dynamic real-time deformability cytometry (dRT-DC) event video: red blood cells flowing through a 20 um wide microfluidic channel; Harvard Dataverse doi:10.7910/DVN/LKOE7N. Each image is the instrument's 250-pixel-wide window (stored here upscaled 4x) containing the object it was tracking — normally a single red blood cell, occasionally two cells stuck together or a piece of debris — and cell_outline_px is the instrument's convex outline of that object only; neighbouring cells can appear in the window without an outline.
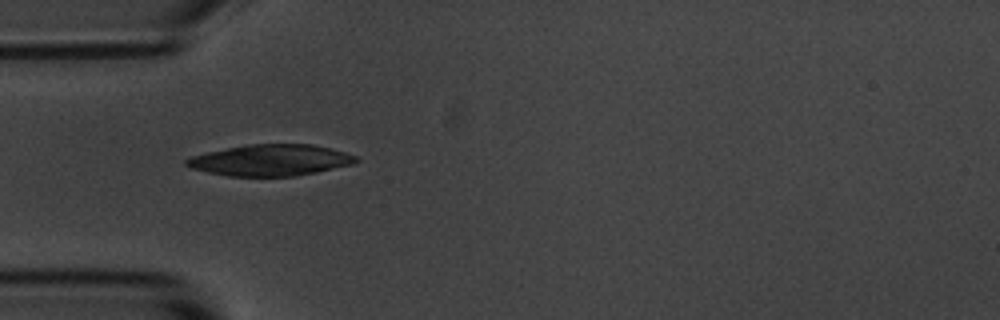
{"species": "common noctule bat (a hibernating species)", "species_latin": "Nyctalus noctula", "temperature_condition": "room temperature", "stored_images_in_passage": 13, "camera_frame_rate_fps": 3000, "um_per_image_px": 0.085, "animal": {"sex": "male", "body_mass_g": 20.1, "forearm_length_mm": 53.5}, "frame": {"image": 1, "passage_image": 3, "time_ms": 3.0, "image_size_px": [1000, 320], "cell_outline_px": [[360, 160], [352, 164], [316, 172], [292, 176], [228, 176], [208, 172], [192, 168], [184, 164], [184, 160], [188, 156], [204, 152], [248, 144], [312, 144], [332, 148], [356, 156]], "centroid_in_image_um": [22.95, 13.6], "position_along_channel_um": 62.0, "area_um2": 30.98}}
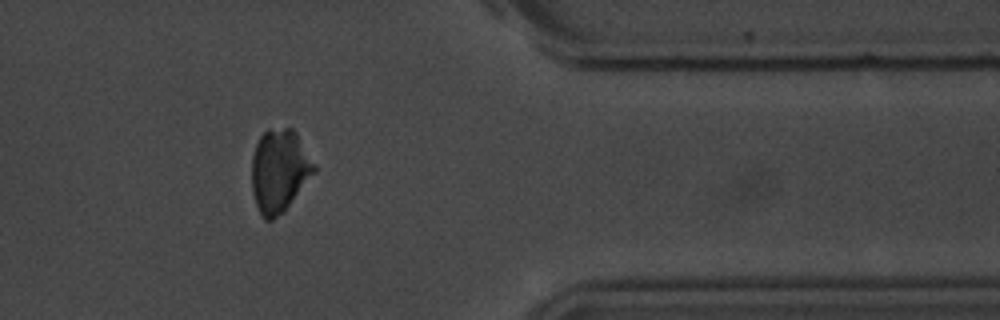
{"frame": {"image": 2, "passage_image": 11, "time_ms": 12.333, "image_size_px": [1000, 320], "cell_outline_px": [[316, 172], [284, 212], [272, 220], [264, 220], [256, 204], [252, 192], [252, 156], [256, 144], [260, 136], [268, 128], [292, 128], [296, 132], [316, 164]], "centroid_in_image_um": [23.76, 14.51], "position_along_channel_um": 387.6, "area_um2": 30.46}}
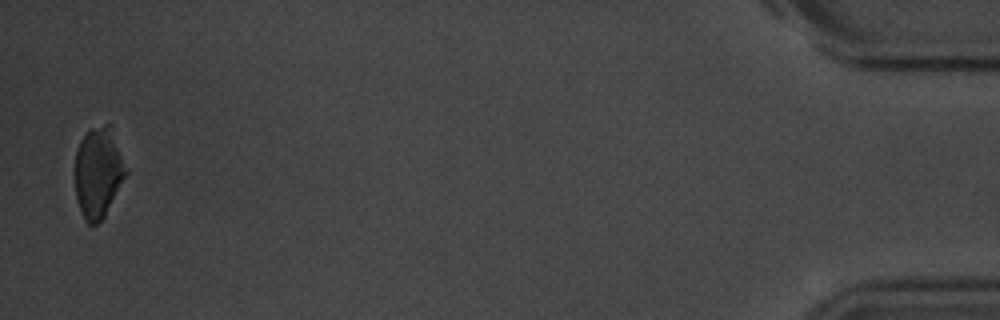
{"frame": {"image": 3, "passage_image": 13, "time_ms": 15.333, "image_size_px": [1000, 320], "cell_outline_px": [[128, 172], [104, 216], [96, 224], [88, 224], [84, 220], [76, 200], [72, 172], [76, 152], [80, 140], [92, 128], [104, 124], [112, 124]], "centroid_in_image_um": [8.32, 14.64], "position_along_channel_um": 426.9, "area_um2": 27.51}}